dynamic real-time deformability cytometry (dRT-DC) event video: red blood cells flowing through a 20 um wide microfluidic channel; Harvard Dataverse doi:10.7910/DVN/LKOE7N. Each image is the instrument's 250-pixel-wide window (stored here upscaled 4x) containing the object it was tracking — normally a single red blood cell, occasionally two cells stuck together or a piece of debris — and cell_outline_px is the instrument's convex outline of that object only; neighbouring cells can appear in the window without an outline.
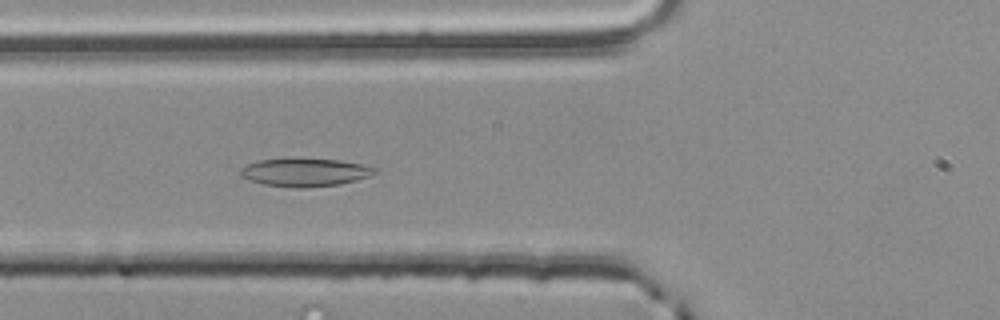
{"species": "common noctule bat (a hibernating species)", "species_latin": "Nyctalus noctula", "temperature_condition": "room temperature", "stored_images_in_passage": 56, "camera_frame_rate_fps": 3000, "um_per_image_px": 0.085, "animal": {"sex": "male", "body_mass_g": 20.4}, "frame": {"image": 1, "passage_image": 21, "time_ms": 6.667, "image_size_px": [1000, 320], "cell_outline_px": [[376, 172], [368, 176], [356, 180], [336, 184], [308, 188], [300, 188], [264, 184], [248, 180], [240, 176], [240, 168], [256, 160], [296, 156], [300, 156], [340, 160], [364, 164], [376, 168]], "centroid_in_image_um": [25.87, 14.6], "position_along_channel_um": 99.9, "area_um2": 22.72}}
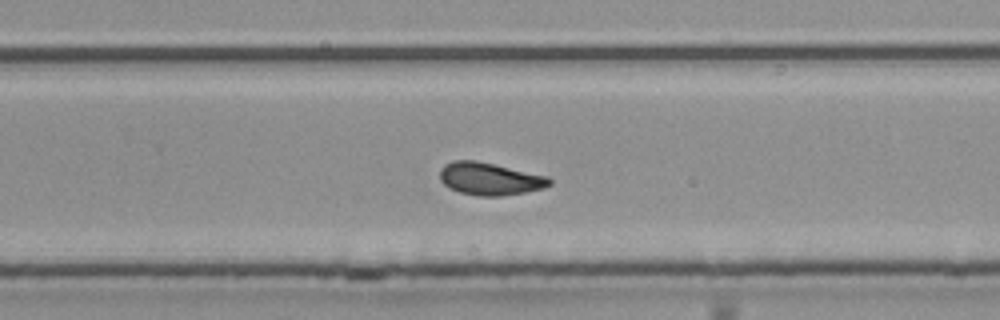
{"frame": {"image": 2, "passage_image": 36, "time_ms": 11.667, "image_size_px": [1000, 320], "cell_outline_px": [[552, 184], [544, 188], [524, 192], [500, 196], [476, 196], [460, 192], [448, 188], [440, 180], [440, 168], [444, 164], [452, 160], [476, 160], [548, 176], [552, 180]], "centroid_in_image_um": [41.61, 15.19], "position_along_channel_um": 288.2, "area_um2": 20.92}}
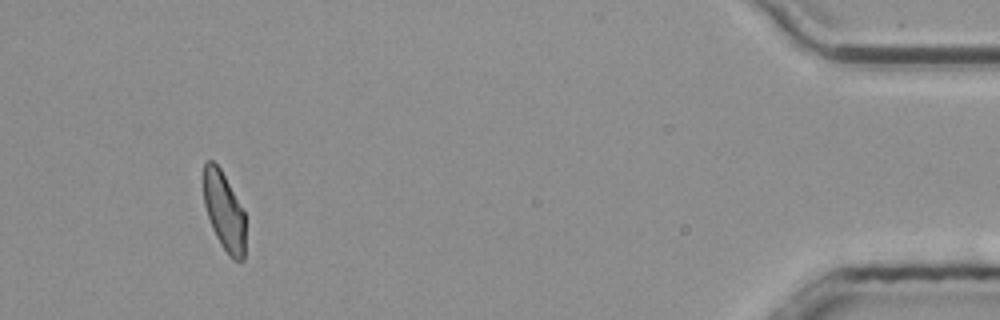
{"frame": {"image": 3, "passage_image": 52, "time_ms": 17.0, "image_size_px": [1000, 320], "cell_outline_px": [[244, 260], [236, 260], [228, 256], [220, 244], [212, 228], [204, 204], [204, 164], [208, 160], [212, 160], [220, 168], [244, 212]], "centroid_in_image_um": [19.03, 17.98], "position_along_channel_um": 416.2, "area_um2": 18.79}, "authors_computed_cell_mechanics": {"area_um2": 20.6635, "velocity_mm_per_s": 3.7631, "shape_relaxation_time_tau1_ms": null, "shape_relaxation_time_tau2_ms": 4.6904, "deformation_change_tau1": null, "deformation_change_tau2": 0.1204}}